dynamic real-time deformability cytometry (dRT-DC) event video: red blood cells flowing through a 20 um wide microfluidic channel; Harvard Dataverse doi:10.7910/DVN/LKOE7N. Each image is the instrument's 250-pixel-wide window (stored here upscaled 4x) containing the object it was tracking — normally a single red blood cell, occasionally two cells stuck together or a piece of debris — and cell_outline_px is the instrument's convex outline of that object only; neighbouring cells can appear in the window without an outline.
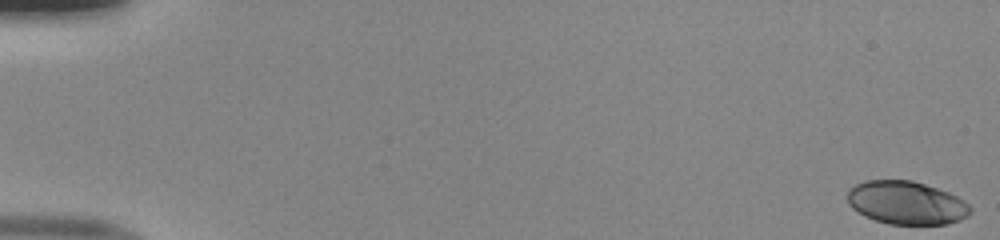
{"species": "human", "species_latin": "Homo sapiens", "temperature_condition": "room temperature", "stored_images_in_passage": 52, "camera_frame_rate_fps": 3000, "um_per_image_px": 0.085, "donor": {"sex": "male"}, "frame": {"image": 1, "passage_image": 1, "time_ms": 0.0, "image_size_px": [1000, 240], "cell_outline_px": [[972, 212], [968, 216], [960, 220], [948, 224], [888, 224], [864, 216], [852, 208], [848, 204], [848, 188], [864, 180], [912, 180], [948, 192], [964, 200], [972, 208]], "centroid_in_image_um": [77.04, 17.24], "position_along_channel_um": 8.0, "area_um2": 31.1}}
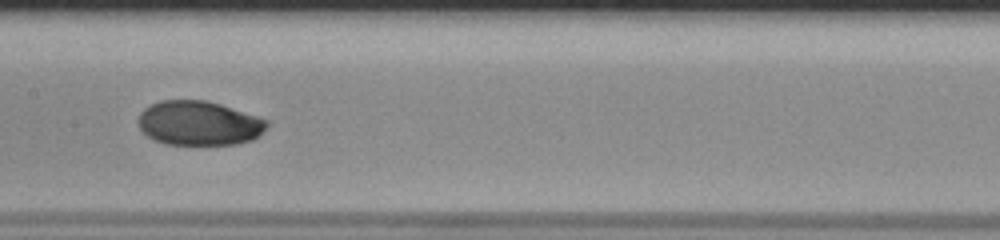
{"frame": {"image": 2, "passage_image": 28, "time_ms": 9.0, "image_size_px": [1000, 240], "cell_outline_px": [[268, 124], [252, 140], [236, 144], [164, 144], [148, 136], [140, 128], [136, 120], [140, 112], [144, 108], [160, 100], [204, 100], [220, 104], [268, 120]], "centroid_in_image_um": [16.86, 10.46], "position_along_channel_um": 190.5, "area_um2": 33.0}}
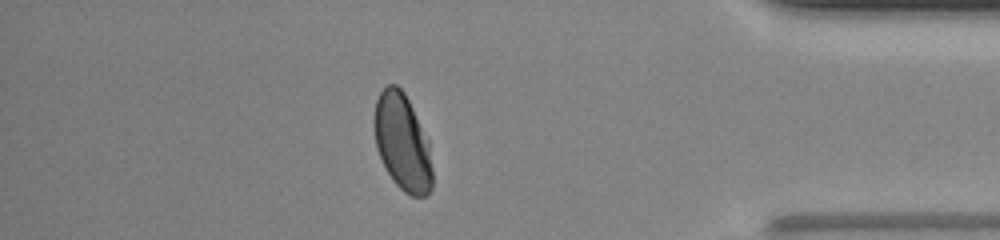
{"frame": {"image": 3, "passage_image": 46, "time_ms": 15.0, "image_size_px": [1000, 240], "cell_outline_px": [[432, 188], [424, 196], [412, 196], [404, 192], [392, 180], [376, 148], [372, 120], [376, 100], [380, 92], [388, 84], [396, 84], [404, 92], [428, 140], [432, 172]], "centroid_in_image_um": [34.17, 12.08], "position_along_channel_um": 401.0, "area_um2": 32.66}, "authors_computed_cell_mechanics": {"area_um2": 33.1483, "velocity_mm_per_s": 4.0085, "shape_relaxation_time_tau1_ms": 4.2235, "shape_relaxation_time_tau2_ms": null, "deformation_change_tau1": 0.1532, "deformation_change_tau2": null}}